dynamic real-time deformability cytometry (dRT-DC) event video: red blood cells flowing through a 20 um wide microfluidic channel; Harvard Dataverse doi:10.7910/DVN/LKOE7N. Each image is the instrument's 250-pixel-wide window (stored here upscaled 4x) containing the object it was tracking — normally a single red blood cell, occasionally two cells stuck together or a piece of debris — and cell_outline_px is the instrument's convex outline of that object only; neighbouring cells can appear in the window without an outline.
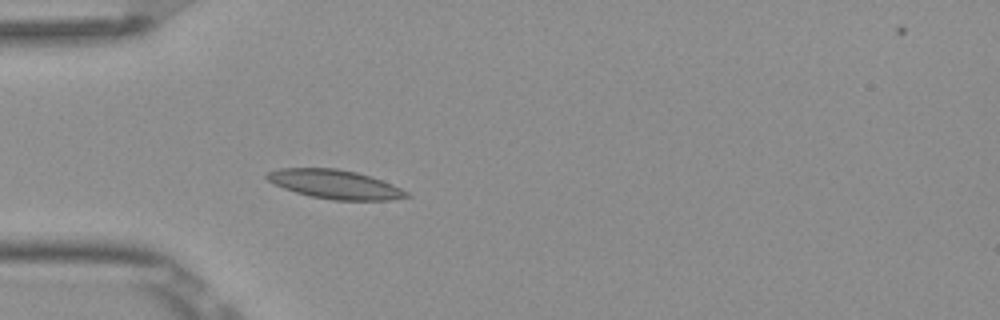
{"species": "Egyptian fruit bat (a non-hibernating species)", "species_latin": "Rousettus aegyptiacus", "temperature_condition": "room temperature", "stored_images_in_passage": 5, "camera_frame_rate_fps": 3000, "um_per_image_px": 0.085, "frame": {"image": 1, "passage_image": 5, "time_ms": 1.333, "image_size_px": [1000, 320], "cell_outline_px": [[412, 196], [388, 200], [332, 200], [308, 196], [284, 188], [268, 180], [264, 176], [268, 172], [280, 168], [336, 168], [356, 172], [392, 184], [408, 192]], "centroid_in_image_um": [28.46, 15.67], "position_along_channel_um": 56.5, "area_um2": 23.35}}